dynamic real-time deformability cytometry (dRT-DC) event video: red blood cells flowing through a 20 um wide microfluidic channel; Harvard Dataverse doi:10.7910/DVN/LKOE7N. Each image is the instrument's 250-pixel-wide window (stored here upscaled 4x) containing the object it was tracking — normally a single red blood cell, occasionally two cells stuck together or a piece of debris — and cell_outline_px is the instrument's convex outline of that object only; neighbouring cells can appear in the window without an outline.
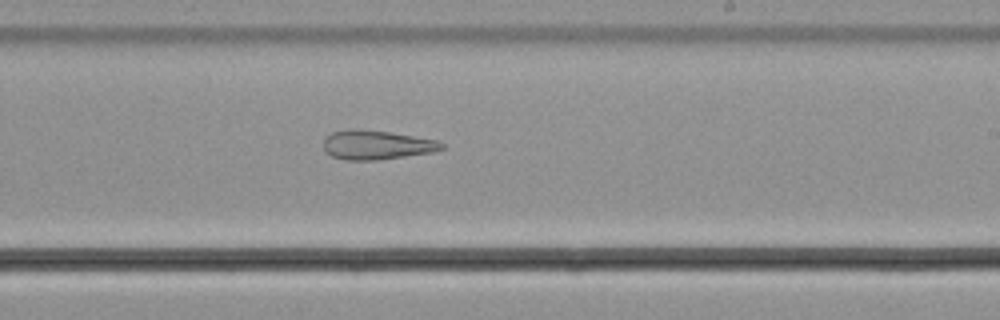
{"species": "common noctule bat (a hibernating species)", "species_latin": "Nyctalus noctula", "temperature_condition": "cold", "stored_images_in_passage": 36, "camera_frame_rate_fps": 3000, "um_per_image_px": 0.085, "animal": {"sex": "male", "body_mass_g": 21.5, "forearm_length_mm": 52.0}, "frame": {"image": 1, "passage_image": 29, "time_ms": 9.333, "image_size_px": [1000, 320], "cell_outline_px": [[444, 148], [432, 152], [376, 160], [344, 160], [332, 156], [324, 152], [324, 136], [332, 132], [352, 128], [388, 132], [436, 140], [444, 144]], "centroid_in_image_um": [31.94, 12.32], "position_along_channel_um": 257.1, "area_um2": 20.0}}